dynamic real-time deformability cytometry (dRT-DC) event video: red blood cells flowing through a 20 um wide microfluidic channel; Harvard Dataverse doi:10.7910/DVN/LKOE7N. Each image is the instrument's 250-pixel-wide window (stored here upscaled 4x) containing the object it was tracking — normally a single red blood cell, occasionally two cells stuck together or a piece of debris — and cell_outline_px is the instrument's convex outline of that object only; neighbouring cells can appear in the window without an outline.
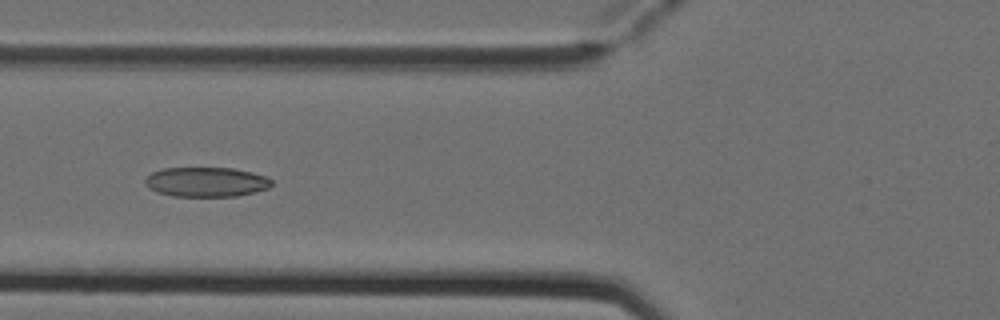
{"species": "Egyptian fruit bat (a non-hibernating species)", "species_latin": "Rousettus aegyptiacus", "temperature_condition": "cold", "stored_images_in_passage": 7, "camera_frame_rate_fps": 3000, "um_per_image_px": 0.085, "animal": {"sex": "female"}, "frame": {"image": 1, "passage_image": 4, "time_ms": 1.0, "image_size_px": [1000, 320], "cell_outline_px": [[272, 184], [268, 188], [256, 192], [236, 196], [172, 196], [156, 192], [148, 188], [144, 184], [144, 180], [152, 172], [164, 168], [232, 168], [252, 172], [264, 176], [272, 180]], "centroid_in_image_um": [17.51, 15.47], "position_along_channel_um": 108.3, "area_um2": 21.91}}
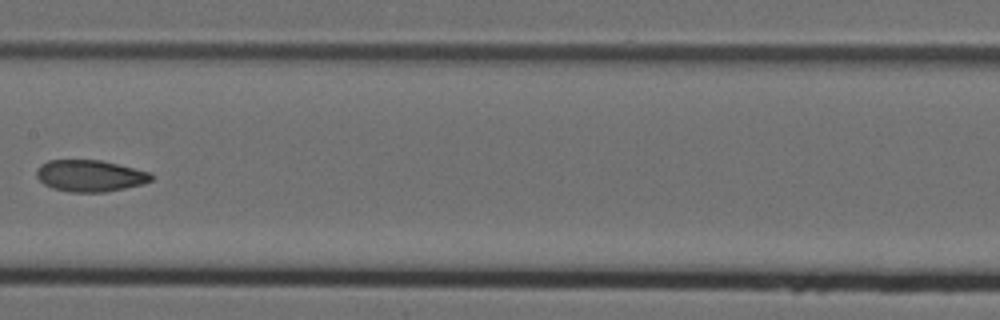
{"frame": {"image": 2, "passage_image": 6, "time_ms": 1.667, "image_size_px": [1000, 320], "cell_outline_px": [[156, 176], [152, 180], [144, 184], [104, 192], [68, 192], [52, 188], [44, 184], [36, 176], [36, 168], [40, 164], [48, 160], [100, 160], [152, 172]], "centroid_in_image_um": [7.67, 14.94], "position_along_channel_um": 199.7, "area_um2": 21.39}}
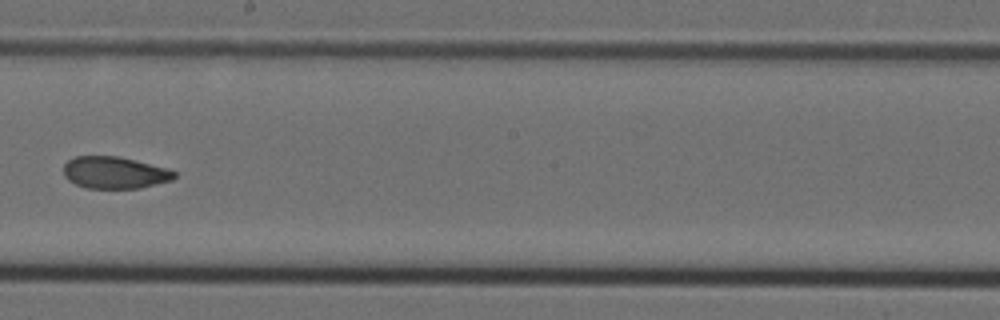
{"frame": {"image": 3, "passage_image": 7, "time_ms": 2.0, "image_size_px": [1000, 320], "cell_outline_px": [[176, 176], [172, 180], [140, 188], [88, 188], [76, 184], [68, 180], [64, 176], [64, 164], [68, 160], [76, 156], [120, 156], [168, 168], [176, 172]], "centroid_in_image_um": [9.76, 14.66], "position_along_channel_um": 238.4, "area_um2": 20.69}}